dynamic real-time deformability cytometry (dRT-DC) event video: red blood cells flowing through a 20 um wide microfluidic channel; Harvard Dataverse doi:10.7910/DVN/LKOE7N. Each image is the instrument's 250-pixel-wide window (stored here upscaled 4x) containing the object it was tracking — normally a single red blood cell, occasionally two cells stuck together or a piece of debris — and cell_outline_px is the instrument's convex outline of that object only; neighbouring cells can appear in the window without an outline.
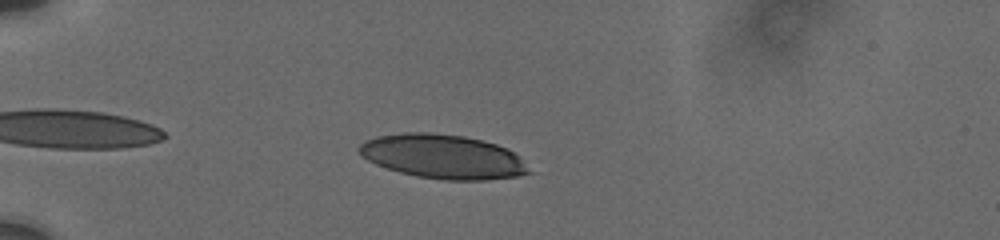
{"species": "human", "species_latin": "Homo sapiens", "temperature_condition": "cold", "stored_images_in_passage": 37, "camera_frame_rate_fps": 3000, "um_per_image_px": 0.085, "donor": {"sex": "male"}, "frame": {"image": 1, "passage_image": 5, "time_ms": 1.333, "image_size_px": [1000, 240], "cell_outline_px": [[532, 172], [516, 176], [484, 180], [444, 180], [416, 176], [400, 172], [376, 164], [360, 156], [356, 152], [356, 148], [364, 140], [376, 136], [404, 132], [432, 132], [464, 136], [496, 144], [508, 148], [520, 156]], "centroid_in_image_um": [37.61, 13.3], "position_along_channel_um": 47.4, "area_um2": 43.99}}
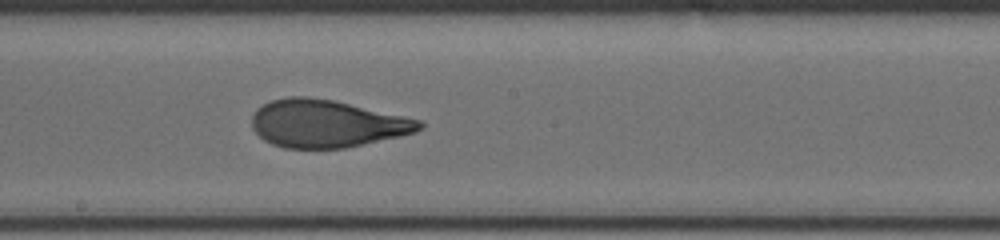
{"frame": {"image": 2, "passage_image": 20, "time_ms": 7.0, "image_size_px": [1000, 240], "cell_outline_px": [[424, 128], [416, 132], [400, 136], [344, 148], [284, 148], [272, 144], [264, 140], [252, 128], [252, 116], [256, 108], [272, 100], [288, 96], [304, 96], [332, 100], [420, 120], [424, 124]], "centroid_in_image_um": [27.74, 10.51], "position_along_channel_um": 220.5, "area_um2": 46.12}}
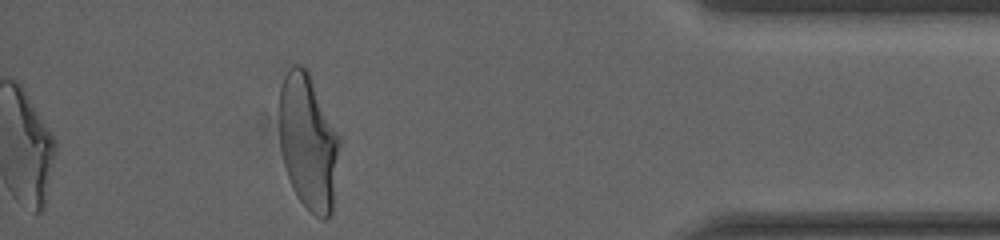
{"frame": {"image": 3, "passage_image": 37, "time_ms": 13.0, "image_size_px": [1000, 240], "cell_outline_px": [[340, 144], [332, 212], [324, 220], [316, 216], [296, 196], [292, 188], [284, 164], [280, 148], [280, 88], [284, 76], [288, 68], [292, 64], [300, 64], [308, 72], [340, 136]], "centroid_in_image_um": [26.2, 12.07], "position_along_channel_um": 409.0, "area_um2": 47.34}, "authors_computed_cell_mechanics": {"area_um2": 46.1244, "velocity_mm_per_s": 3.7495, "shape_relaxation_time_tau1_ms": 3.9483, "shape_relaxation_time_tau2_ms": 0.9774, "deformation_change_tau1": 0.1785, "deformation_change_tau2": 0.068}}